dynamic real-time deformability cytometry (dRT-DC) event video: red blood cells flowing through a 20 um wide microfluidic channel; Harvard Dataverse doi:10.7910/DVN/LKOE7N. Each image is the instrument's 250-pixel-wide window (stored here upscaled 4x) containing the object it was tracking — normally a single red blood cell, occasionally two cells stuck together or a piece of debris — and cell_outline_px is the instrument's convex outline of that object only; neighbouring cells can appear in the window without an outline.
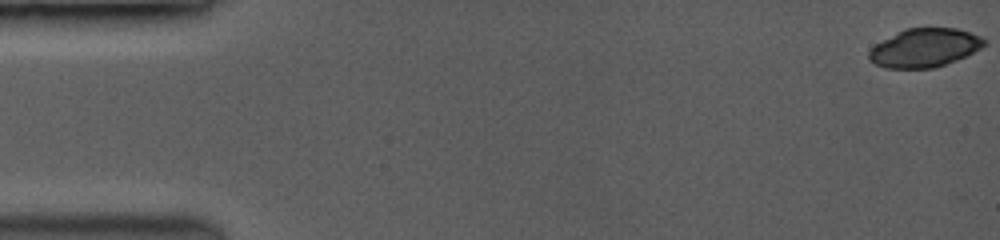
{"species": "common noctule bat (a hibernating species)", "species_latin": "Nyctalus noctula", "temperature_condition": "room temperature", "stored_images_in_passage": 21, "camera_frame_rate_fps": 3500, "um_per_image_px": 0.085, "animal": {"sex": "female", "body_mass_g": 19.0, "forearm_length_mm": 53.3}, "frame": {"image": 1, "passage_image": 1, "time_ms": 0.0, "image_size_px": [1000, 240], "cell_outline_px": [[984, 44], [980, 48], [956, 60], [936, 68], [884, 68], [876, 64], [868, 56], [868, 52], [876, 44], [908, 28], [956, 28], [980, 36], [984, 40]], "centroid_in_image_um": [78.59, 4.08], "position_along_channel_um": 6.4, "area_um2": 25.32}}
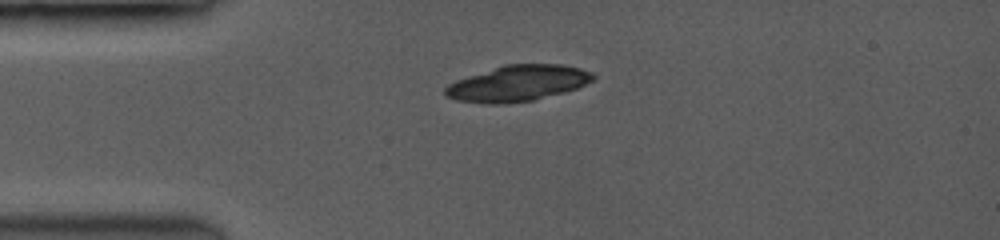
{"frame": {"image": 2, "passage_image": 15, "time_ms": 4.0, "image_size_px": [1000, 240], "cell_outline_px": [[596, 76], [592, 80], [576, 88], [532, 100], [500, 104], [488, 104], [456, 100], [448, 96], [444, 92], [444, 88], [448, 84], [456, 80], [504, 64], [560, 64], [580, 68], [592, 72]], "centroid_in_image_um": [43.98, 7.07], "position_along_channel_um": 41.0, "area_um2": 30.58}}